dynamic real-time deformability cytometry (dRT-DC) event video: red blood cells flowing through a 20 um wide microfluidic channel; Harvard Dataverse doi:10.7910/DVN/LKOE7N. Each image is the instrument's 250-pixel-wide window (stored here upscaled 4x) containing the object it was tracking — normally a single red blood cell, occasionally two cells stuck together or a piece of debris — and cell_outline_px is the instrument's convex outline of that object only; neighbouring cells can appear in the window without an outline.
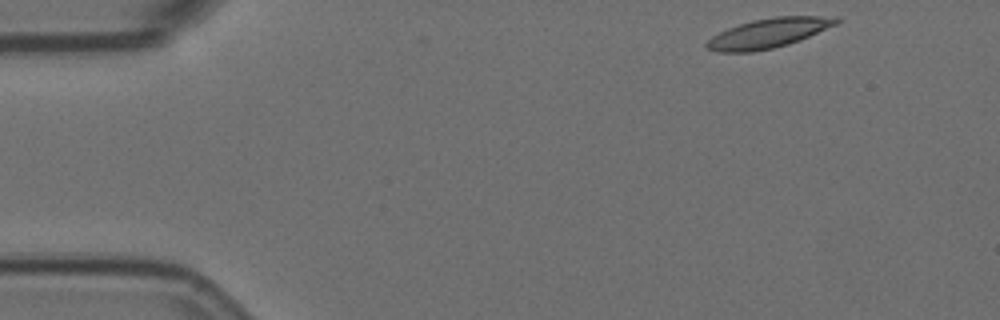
{"species": "Egyptian fruit bat (a non-hibernating species)", "species_latin": "Rousettus aegyptiacus", "temperature_condition": "room temperature", "stored_images_in_passage": 3, "camera_frame_rate_fps": 3000, "um_per_image_px": 0.085, "animal": {"sex": "female"}, "frame": {"image": 1, "passage_image": 1, "time_ms": 0.0, "image_size_px": [1000, 320], "cell_outline_px": [[844, 20], [836, 24], [800, 40], [788, 44], [772, 48], [752, 52], [716, 52], [704, 48], [704, 44], [712, 36], [728, 28], [752, 20], [776, 16], [840, 16]], "centroid_in_image_um": [65.33, 2.81], "position_along_channel_um": 19.7, "area_um2": 22.43}}